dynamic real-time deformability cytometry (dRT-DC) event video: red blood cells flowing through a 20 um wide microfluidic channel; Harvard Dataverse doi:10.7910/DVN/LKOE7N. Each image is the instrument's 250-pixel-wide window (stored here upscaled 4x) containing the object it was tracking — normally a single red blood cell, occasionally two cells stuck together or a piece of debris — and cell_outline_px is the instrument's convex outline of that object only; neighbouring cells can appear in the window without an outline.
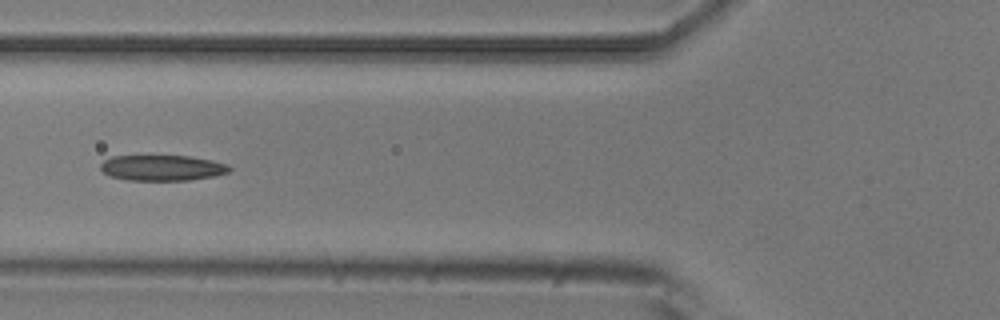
{"species": "common noctule bat (a hibernating species)", "species_latin": "Nyctalus noctula", "temperature_condition": "room temperature", "stored_images_in_passage": 6, "camera_frame_rate_fps": 3000, "um_per_image_px": 0.085, "animal": {"sex": "male", "body_mass_g": 20.5, "forearm_length_mm": 52.5}, "frame": {"image": 1, "passage_image": 6, "time_ms": 1.667, "image_size_px": [1000, 320], "cell_outline_px": [[232, 168], [228, 172], [216, 176], [188, 180], [128, 180], [112, 176], [104, 172], [100, 168], [100, 164], [104, 160], [112, 156], [188, 156], [212, 160], [228, 164]], "centroid_in_image_um": [13.82, 14.26], "position_along_channel_um": 112.0, "area_um2": 19.19}}